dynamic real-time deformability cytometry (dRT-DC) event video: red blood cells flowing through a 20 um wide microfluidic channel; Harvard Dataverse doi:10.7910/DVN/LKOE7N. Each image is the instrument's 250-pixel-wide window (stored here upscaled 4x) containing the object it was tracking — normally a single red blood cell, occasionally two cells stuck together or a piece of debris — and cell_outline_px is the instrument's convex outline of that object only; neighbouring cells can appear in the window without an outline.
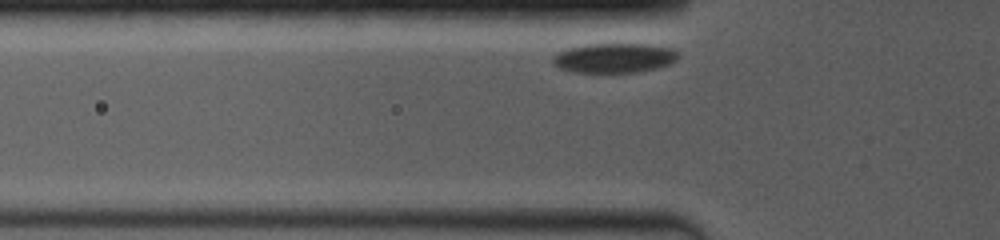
{"species": "common noctule bat (a hibernating species)", "species_latin": "Nyctalus noctula", "temperature_condition": "room temperature", "stored_images_in_passage": 15, "camera_frame_rate_fps": 4000, "um_per_image_px": 0.085, "animal": {"sex": "female", "body_mass_g": 19.0, "forearm_length_mm": 53.3}, "frame": {"image": 1, "passage_image": 2, "time_ms": 0.25, "image_size_px": [1000, 240], "cell_outline_px": [[680, 56], [676, 60], [668, 64], [656, 68], [636, 72], [572, 72], [560, 68], [552, 64], [552, 56], [568, 48], [588, 44], [648, 44], [672, 48], [680, 52]], "centroid_in_image_um": [52.23, 4.92], "position_along_channel_um": 73.6, "area_um2": 21.68}}
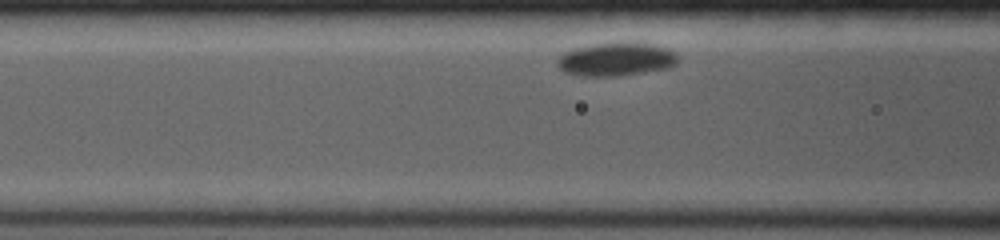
{"frame": {"image": 2, "passage_image": 10, "time_ms": 1.5, "image_size_px": [1000, 240], "cell_outline_px": [[680, 60], [676, 64], [668, 68], [620, 76], [580, 76], [564, 72], [556, 64], [556, 60], [564, 52], [576, 48], [596, 44], [652, 44], [668, 48]], "centroid_in_image_um": [52.35, 5.07], "position_along_channel_um": 114.2, "area_um2": 23.0}}